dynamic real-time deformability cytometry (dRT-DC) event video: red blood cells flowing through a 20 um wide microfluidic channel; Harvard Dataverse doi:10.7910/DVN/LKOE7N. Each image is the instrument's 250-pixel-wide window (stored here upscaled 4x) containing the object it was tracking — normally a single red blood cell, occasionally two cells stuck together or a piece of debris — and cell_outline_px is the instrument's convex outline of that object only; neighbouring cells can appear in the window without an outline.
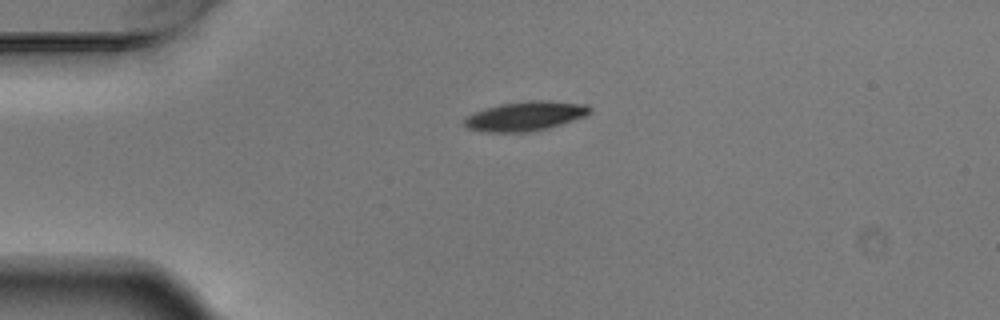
{"species": "Egyptian fruit bat (a non-hibernating species)", "species_latin": "Rousettus aegyptiacus", "temperature_condition": "warm", "stored_images_in_passage": 2, "camera_frame_rate_fps": 3000, "um_per_image_px": 0.085, "animal": {"sex": "male"}, "frame": {"image": 1, "passage_image": 1, "time_ms": 0.0, "image_size_px": [1000, 320], "cell_outline_px": [[592, 112], [584, 116], [548, 128], [528, 132], [488, 132], [468, 128], [464, 124], [464, 120], [468, 116], [476, 112], [500, 104], [532, 100], [548, 100], [588, 104], [592, 108]], "centroid_in_image_um": [44.71, 9.86], "position_along_channel_um": 40.3, "area_um2": 21.27}}